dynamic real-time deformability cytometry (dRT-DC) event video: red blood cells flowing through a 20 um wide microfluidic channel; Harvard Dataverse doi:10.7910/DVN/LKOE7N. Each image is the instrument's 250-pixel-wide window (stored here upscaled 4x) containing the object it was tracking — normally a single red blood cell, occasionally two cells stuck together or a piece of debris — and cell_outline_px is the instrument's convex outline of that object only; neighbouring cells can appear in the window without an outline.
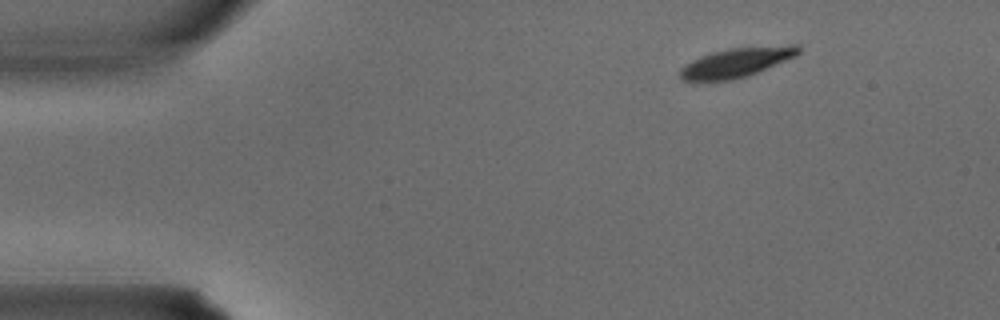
{"species": "common noctule bat (a hibernating species)", "species_latin": "Nyctalus noctula", "temperature_condition": "warm", "stored_images_in_passage": 2, "camera_frame_rate_fps": 3000, "um_per_image_px": 0.085, "animal": {"sex": "male", "body_mass_g": 15.6}, "frame": {"image": 1, "passage_image": 1, "time_ms": 0.0, "image_size_px": [1000, 320], "cell_outline_px": [[800, 52], [796, 56], [748, 76], [728, 80], [680, 80], [680, 68], [684, 64], [700, 56], [712, 52], [732, 48], [788, 44], [796, 44], [800, 48]], "centroid_in_image_um": [62.62, 5.29], "position_along_channel_um": 22.4, "area_um2": 20.23}}